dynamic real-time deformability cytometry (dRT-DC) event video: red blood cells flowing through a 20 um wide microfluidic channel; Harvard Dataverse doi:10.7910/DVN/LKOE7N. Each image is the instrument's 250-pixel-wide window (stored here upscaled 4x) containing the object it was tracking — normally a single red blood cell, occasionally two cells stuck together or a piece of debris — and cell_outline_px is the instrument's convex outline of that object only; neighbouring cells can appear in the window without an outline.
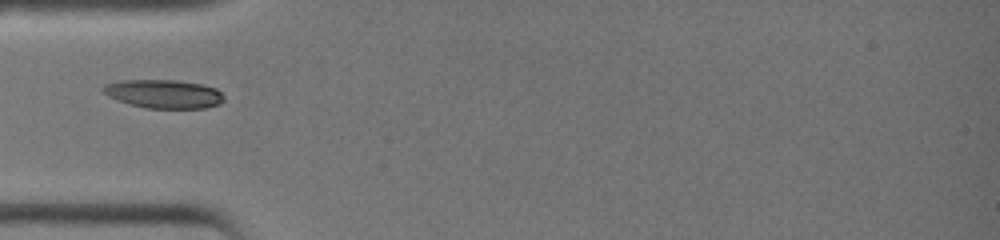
{"species": "common noctule bat (a hibernating species)", "species_latin": "Nyctalus noctula", "temperature_condition": "warm", "stored_images_in_passage": 23, "camera_frame_rate_fps": 3000, "um_per_image_px": 0.085, "animal": {"sex": "female", "body_mass_g": 19.0, "forearm_length_mm": 51.5}, "frame": {"image": 1, "passage_image": 1, "time_ms": 0.0, "image_size_px": [1000, 240], "cell_outline_px": [[224, 100], [220, 104], [204, 108], [148, 108], [128, 104], [108, 96], [100, 88], [104, 84], [120, 80], [176, 80], [204, 84], [216, 88], [224, 96]], "centroid_in_image_um": [13.92, 7.97], "position_along_channel_um": 71.1, "area_um2": 20.29}}